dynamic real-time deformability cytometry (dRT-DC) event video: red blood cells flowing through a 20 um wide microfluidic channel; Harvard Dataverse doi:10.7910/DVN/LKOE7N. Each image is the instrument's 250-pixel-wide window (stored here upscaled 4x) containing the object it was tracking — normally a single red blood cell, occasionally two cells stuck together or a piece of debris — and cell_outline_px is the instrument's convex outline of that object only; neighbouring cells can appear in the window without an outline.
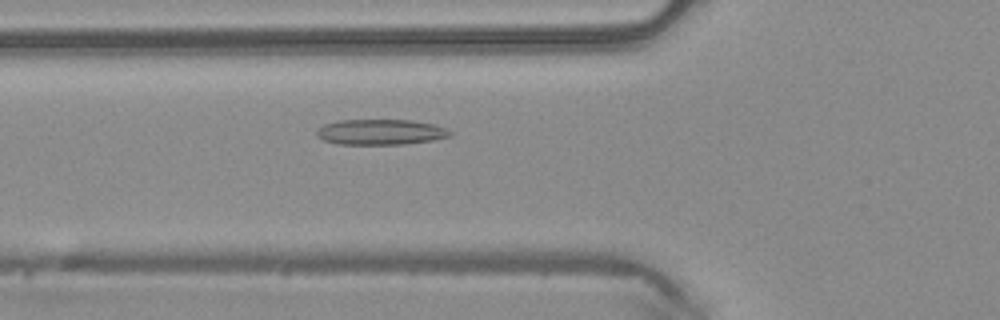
{"species": "common noctule bat (a hibernating species)", "species_latin": "Nyctalus noctula", "temperature_condition": "warm", "stored_images_in_passage": 48, "camera_frame_rate_fps": 3000, "um_per_image_px": 0.085, "animal": {"sex": "male", "body_mass_g": 20.4}, "frame": {"image": 1, "passage_image": 17, "time_ms": 5.333, "image_size_px": [1000, 320], "cell_outline_px": [[452, 136], [432, 140], [404, 144], [336, 144], [324, 140], [316, 132], [324, 124], [340, 120], [412, 120], [432, 124], [448, 128], [452, 132]], "centroid_in_image_um": [32.4, 11.22], "position_along_channel_um": 93.4, "area_um2": 19.71}}
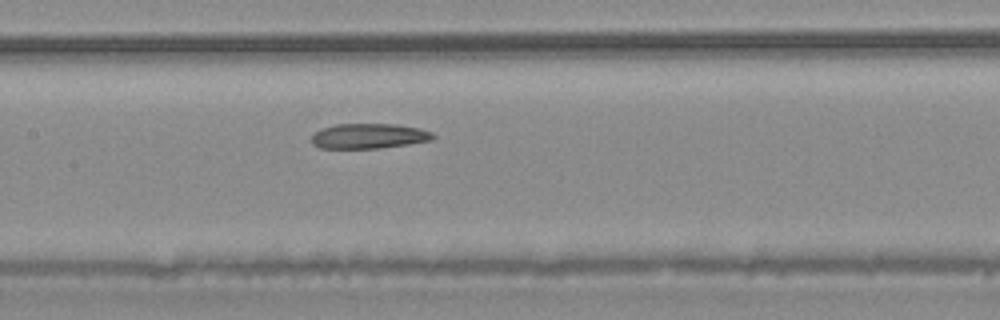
{"frame": {"image": 2, "passage_image": 23, "time_ms": 7.333, "image_size_px": [1000, 320], "cell_outline_px": [[436, 136], [432, 140], [408, 144], [380, 148], [320, 148], [312, 144], [312, 136], [316, 132], [324, 128], [336, 124], [396, 124], [420, 128], [432, 132]], "centroid_in_image_um": [31.39, 11.56], "position_along_channel_um": 176.0, "area_um2": 17.69}}
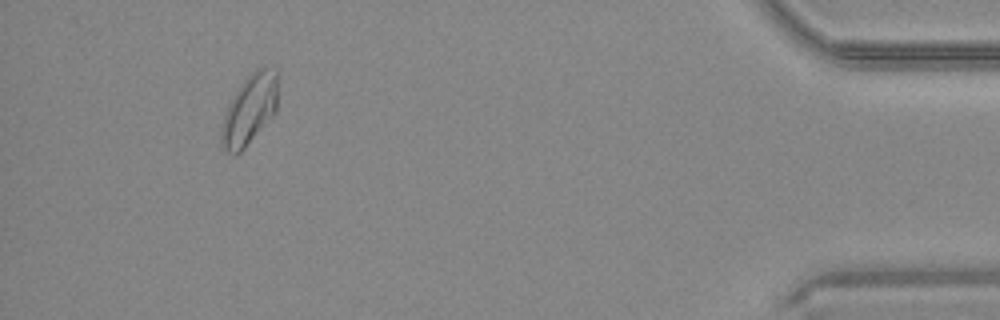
{"frame": {"image": 3, "passage_image": 45, "time_ms": 14.667, "image_size_px": [1000, 320], "cell_outline_px": [[280, 72], [276, 112], [244, 148], [240, 152], [228, 152], [220, 148], [220, 132], [224, 116], [228, 104], [232, 96], [244, 80], [256, 68], [276, 68]], "centroid_in_image_um": [21.24, 9.27], "position_along_channel_um": 414.0, "area_um2": 23.35}, "authors_computed_cell_mechanics": {"area_um2": 19.8832, "velocity_mm_per_s": 4.1092, "shape_relaxation_time_tau1_ms": null, "shape_relaxation_time_tau2_ms": 2.5818, "deformation_change_tau1": null, "deformation_change_tau2": 0.0742}}